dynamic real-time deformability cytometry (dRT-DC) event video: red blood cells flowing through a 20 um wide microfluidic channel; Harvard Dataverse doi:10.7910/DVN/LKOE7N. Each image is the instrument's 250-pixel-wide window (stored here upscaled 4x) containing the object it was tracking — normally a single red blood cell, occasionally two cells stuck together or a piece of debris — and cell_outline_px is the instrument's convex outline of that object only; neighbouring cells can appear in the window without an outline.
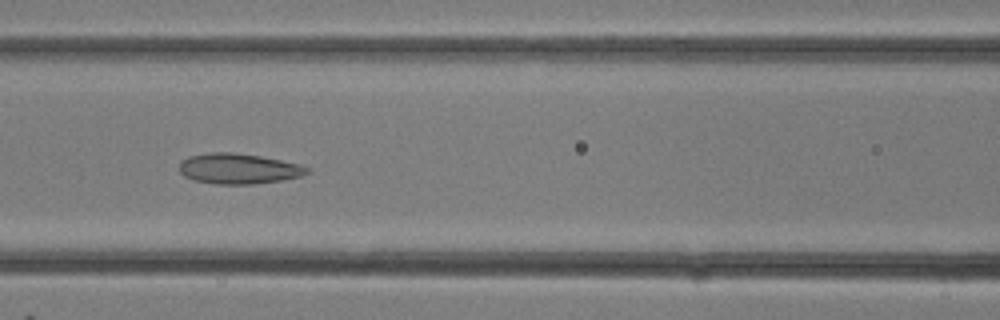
{"species": "common noctule bat (a hibernating species)", "species_latin": "Nyctalus noctula", "temperature_condition": "room temperature", "stored_images_in_passage": 31, "camera_frame_rate_fps": 3000, "um_per_image_px": 0.085, "animal": {"sex": "female"}, "frame": {"image": 1, "passage_image": 13, "time_ms": 4.0, "image_size_px": [1000, 320], "cell_outline_px": [[308, 172], [300, 176], [280, 180], [252, 184], [216, 184], [196, 180], [184, 176], [180, 172], [180, 160], [188, 156], [212, 152], [232, 152], [260, 156], [300, 164], [308, 168]], "centroid_in_image_um": [20.24, 14.33], "position_along_channel_um": 146.4, "area_um2": 22.43}}
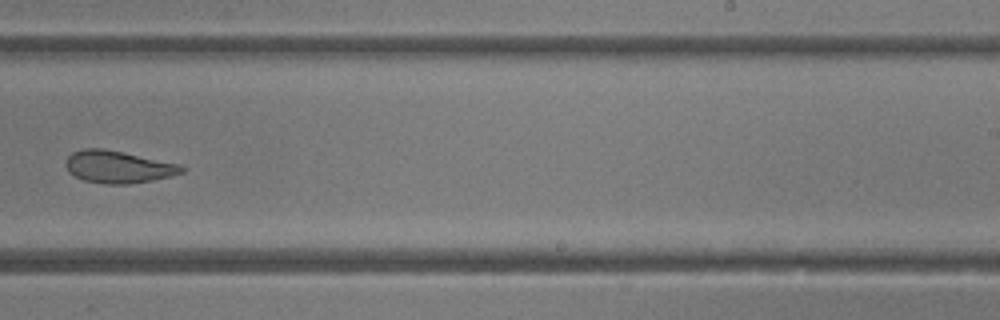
{"frame": {"image": 2, "passage_image": 19, "time_ms": 6.0, "image_size_px": [1000, 320], "cell_outline_px": [[184, 172], [172, 176], [152, 180], [128, 184], [104, 184], [84, 180], [68, 172], [68, 156], [72, 152], [84, 148], [104, 148], [180, 164], [184, 168]], "centroid_in_image_um": [10.07, 14.18], "position_along_channel_um": 278.9, "area_um2": 21.62}}
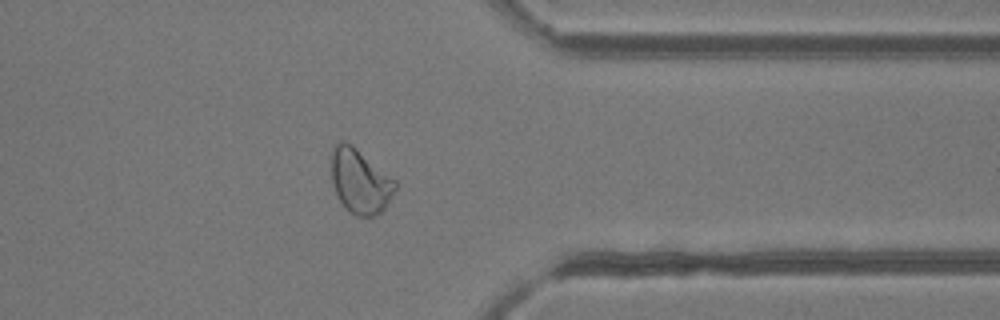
{"frame": {"image": 3, "passage_image": 24, "time_ms": 7.667, "image_size_px": [1000, 320], "cell_outline_px": [[396, 188], [392, 196], [384, 208], [380, 212], [372, 216], [356, 216], [348, 212], [344, 208], [336, 192], [332, 180], [332, 148], [340, 140], [344, 140], [352, 144], [396, 180]], "centroid_in_image_um": [30.6, 15.39], "position_along_channel_um": 380.8, "area_um2": 23.93}}